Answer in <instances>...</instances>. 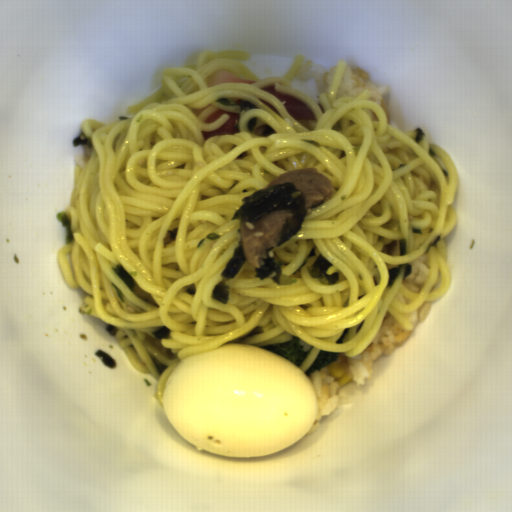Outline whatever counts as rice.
<instances>
[{"instance_id": "rice-1", "label": "rice", "mask_w": 512, "mask_h": 512, "mask_svg": "<svg viewBox=\"0 0 512 512\" xmlns=\"http://www.w3.org/2000/svg\"><path fill=\"white\" fill-rule=\"evenodd\" d=\"M409 333L410 331L405 330L387 310L377 336L367 349L353 357L347 356L353 384L363 385L365 381H369L374 376L371 364L377 358L392 355L405 343Z\"/></svg>"}, {"instance_id": "rice-2", "label": "rice", "mask_w": 512, "mask_h": 512, "mask_svg": "<svg viewBox=\"0 0 512 512\" xmlns=\"http://www.w3.org/2000/svg\"><path fill=\"white\" fill-rule=\"evenodd\" d=\"M365 89L371 94V97L366 101L376 102L384 110L388 124L393 126V118L389 107L391 92L384 86H375L370 80L369 73L359 66H346L336 98L341 96L355 98Z\"/></svg>"}, {"instance_id": "rice-3", "label": "rice", "mask_w": 512, "mask_h": 512, "mask_svg": "<svg viewBox=\"0 0 512 512\" xmlns=\"http://www.w3.org/2000/svg\"><path fill=\"white\" fill-rule=\"evenodd\" d=\"M337 65L323 68L313 60L303 61L297 75L291 81L292 88L302 91L316 100L322 111L320 92H327Z\"/></svg>"}, {"instance_id": "rice-4", "label": "rice", "mask_w": 512, "mask_h": 512, "mask_svg": "<svg viewBox=\"0 0 512 512\" xmlns=\"http://www.w3.org/2000/svg\"><path fill=\"white\" fill-rule=\"evenodd\" d=\"M307 374L315 389L319 405L316 422L309 431V433H312L318 427L322 417L331 414L338 405L339 384L336 382L333 373L328 372L326 368Z\"/></svg>"}, {"instance_id": "rice-5", "label": "rice", "mask_w": 512, "mask_h": 512, "mask_svg": "<svg viewBox=\"0 0 512 512\" xmlns=\"http://www.w3.org/2000/svg\"><path fill=\"white\" fill-rule=\"evenodd\" d=\"M429 276V258L427 254H424L411 265L410 275L404 279L402 285L410 290L411 292H421L427 283Z\"/></svg>"}, {"instance_id": "rice-6", "label": "rice", "mask_w": 512, "mask_h": 512, "mask_svg": "<svg viewBox=\"0 0 512 512\" xmlns=\"http://www.w3.org/2000/svg\"><path fill=\"white\" fill-rule=\"evenodd\" d=\"M431 301H424L422 305L411 313H405L406 317L410 320L411 324H416L424 321L431 311Z\"/></svg>"}]
</instances>
